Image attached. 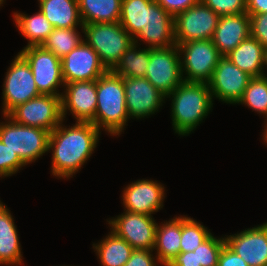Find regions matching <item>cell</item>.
<instances>
[{
    "mask_svg": "<svg viewBox=\"0 0 267 266\" xmlns=\"http://www.w3.org/2000/svg\"><path fill=\"white\" fill-rule=\"evenodd\" d=\"M181 241V215L175 216L169 221L157 223L155 251L161 266H167L173 258L180 253Z\"/></svg>",
    "mask_w": 267,
    "mask_h": 266,
    "instance_id": "22",
    "label": "cell"
},
{
    "mask_svg": "<svg viewBox=\"0 0 267 266\" xmlns=\"http://www.w3.org/2000/svg\"><path fill=\"white\" fill-rule=\"evenodd\" d=\"M83 41L77 28H54L42 46L62 58Z\"/></svg>",
    "mask_w": 267,
    "mask_h": 266,
    "instance_id": "30",
    "label": "cell"
},
{
    "mask_svg": "<svg viewBox=\"0 0 267 266\" xmlns=\"http://www.w3.org/2000/svg\"><path fill=\"white\" fill-rule=\"evenodd\" d=\"M6 0H0V7L3 6L2 4H4Z\"/></svg>",
    "mask_w": 267,
    "mask_h": 266,
    "instance_id": "45",
    "label": "cell"
},
{
    "mask_svg": "<svg viewBox=\"0 0 267 266\" xmlns=\"http://www.w3.org/2000/svg\"><path fill=\"white\" fill-rule=\"evenodd\" d=\"M92 245L101 266H124L134 250L111 230L103 240Z\"/></svg>",
    "mask_w": 267,
    "mask_h": 266,
    "instance_id": "26",
    "label": "cell"
},
{
    "mask_svg": "<svg viewBox=\"0 0 267 266\" xmlns=\"http://www.w3.org/2000/svg\"><path fill=\"white\" fill-rule=\"evenodd\" d=\"M121 2L122 0H78L83 25L119 22Z\"/></svg>",
    "mask_w": 267,
    "mask_h": 266,
    "instance_id": "27",
    "label": "cell"
},
{
    "mask_svg": "<svg viewBox=\"0 0 267 266\" xmlns=\"http://www.w3.org/2000/svg\"><path fill=\"white\" fill-rule=\"evenodd\" d=\"M63 89L61 95L63 120L70 112L76 122H91L95 126L96 80L65 83Z\"/></svg>",
    "mask_w": 267,
    "mask_h": 266,
    "instance_id": "15",
    "label": "cell"
},
{
    "mask_svg": "<svg viewBox=\"0 0 267 266\" xmlns=\"http://www.w3.org/2000/svg\"><path fill=\"white\" fill-rule=\"evenodd\" d=\"M95 126L111 136H119L128 125L124 78L108 70L96 80Z\"/></svg>",
    "mask_w": 267,
    "mask_h": 266,
    "instance_id": "3",
    "label": "cell"
},
{
    "mask_svg": "<svg viewBox=\"0 0 267 266\" xmlns=\"http://www.w3.org/2000/svg\"><path fill=\"white\" fill-rule=\"evenodd\" d=\"M237 104L246 105L267 119V77H252Z\"/></svg>",
    "mask_w": 267,
    "mask_h": 266,
    "instance_id": "31",
    "label": "cell"
},
{
    "mask_svg": "<svg viewBox=\"0 0 267 266\" xmlns=\"http://www.w3.org/2000/svg\"><path fill=\"white\" fill-rule=\"evenodd\" d=\"M63 122L50 132L48 150L53 152L52 175L70 179L94 153L101 131L91 122H75L71 127Z\"/></svg>",
    "mask_w": 267,
    "mask_h": 266,
    "instance_id": "1",
    "label": "cell"
},
{
    "mask_svg": "<svg viewBox=\"0 0 267 266\" xmlns=\"http://www.w3.org/2000/svg\"><path fill=\"white\" fill-rule=\"evenodd\" d=\"M263 67H265V68H263V71L265 69H267V48L265 49V53H264V65H263ZM263 76L267 77V74L263 73Z\"/></svg>",
    "mask_w": 267,
    "mask_h": 266,
    "instance_id": "43",
    "label": "cell"
},
{
    "mask_svg": "<svg viewBox=\"0 0 267 266\" xmlns=\"http://www.w3.org/2000/svg\"><path fill=\"white\" fill-rule=\"evenodd\" d=\"M177 47L181 55L183 80L185 82L208 83L222 57L212 39L185 42L178 44Z\"/></svg>",
    "mask_w": 267,
    "mask_h": 266,
    "instance_id": "6",
    "label": "cell"
},
{
    "mask_svg": "<svg viewBox=\"0 0 267 266\" xmlns=\"http://www.w3.org/2000/svg\"><path fill=\"white\" fill-rule=\"evenodd\" d=\"M217 266H248V264L225 244L220 252Z\"/></svg>",
    "mask_w": 267,
    "mask_h": 266,
    "instance_id": "39",
    "label": "cell"
},
{
    "mask_svg": "<svg viewBox=\"0 0 267 266\" xmlns=\"http://www.w3.org/2000/svg\"><path fill=\"white\" fill-rule=\"evenodd\" d=\"M167 266H197L196 252H180Z\"/></svg>",
    "mask_w": 267,
    "mask_h": 266,
    "instance_id": "40",
    "label": "cell"
},
{
    "mask_svg": "<svg viewBox=\"0 0 267 266\" xmlns=\"http://www.w3.org/2000/svg\"><path fill=\"white\" fill-rule=\"evenodd\" d=\"M5 206V203L3 204V202H1V200H0V209L2 208V207H4Z\"/></svg>",
    "mask_w": 267,
    "mask_h": 266,
    "instance_id": "44",
    "label": "cell"
},
{
    "mask_svg": "<svg viewBox=\"0 0 267 266\" xmlns=\"http://www.w3.org/2000/svg\"><path fill=\"white\" fill-rule=\"evenodd\" d=\"M250 37V16L247 12L220 16L212 41L225 56Z\"/></svg>",
    "mask_w": 267,
    "mask_h": 266,
    "instance_id": "20",
    "label": "cell"
},
{
    "mask_svg": "<svg viewBox=\"0 0 267 266\" xmlns=\"http://www.w3.org/2000/svg\"><path fill=\"white\" fill-rule=\"evenodd\" d=\"M126 109L129 119L148 118L165 103L164 96L145 77L124 78Z\"/></svg>",
    "mask_w": 267,
    "mask_h": 266,
    "instance_id": "16",
    "label": "cell"
},
{
    "mask_svg": "<svg viewBox=\"0 0 267 266\" xmlns=\"http://www.w3.org/2000/svg\"><path fill=\"white\" fill-rule=\"evenodd\" d=\"M13 215L5 205L0 209V265L20 266L22 261V248L19 235L14 224Z\"/></svg>",
    "mask_w": 267,
    "mask_h": 266,
    "instance_id": "21",
    "label": "cell"
},
{
    "mask_svg": "<svg viewBox=\"0 0 267 266\" xmlns=\"http://www.w3.org/2000/svg\"><path fill=\"white\" fill-rule=\"evenodd\" d=\"M61 67L65 83L95 81L108 71L96 51L84 40L61 58Z\"/></svg>",
    "mask_w": 267,
    "mask_h": 266,
    "instance_id": "14",
    "label": "cell"
},
{
    "mask_svg": "<svg viewBox=\"0 0 267 266\" xmlns=\"http://www.w3.org/2000/svg\"><path fill=\"white\" fill-rule=\"evenodd\" d=\"M152 253L153 250H133L124 266H160L157 256L154 257Z\"/></svg>",
    "mask_w": 267,
    "mask_h": 266,
    "instance_id": "37",
    "label": "cell"
},
{
    "mask_svg": "<svg viewBox=\"0 0 267 266\" xmlns=\"http://www.w3.org/2000/svg\"><path fill=\"white\" fill-rule=\"evenodd\" d=\"M133 39L136 44L139 43L138 41L144 42L150 49L176 45L174 17L154 0L148 6L146 26Z\"/></svg>",
    "mask_w": 267,
    "mask_h": 266,
    "instance_id": "19",
    "label": "cell"
},
{
    "mask_svg": "<svg viewBox=\"0 0 267 266\" xmlns=\"http://www.w3.org/2000/svg\"><path fill=\"white\" fill-rule=\"evenodd\" d=\"M225 242L248 266H267V222L227 235Z\"/></svg>",
    "mask_w": 267,
    "mask_h": 266,
    "instance_id": "18",
    "label": "cell"
},
{
    "mask_svg": "<svg viewBox=\"0 0 267 266\" xmlns=\"http://www.w3.org/2000/svg\"><path fill=\"white\" fill-rule=\"evenodd\" d=\"M264 123H265V126H264L263 133H262V137H263L262 140H264L265 142L264 144L266 145L267 144V119H265Z\"/></svg>",
    "mask_w": 267,
    "mask_h": 266,
    "instance_id": "42",
    "label": "cell"
},
{
    "mask_svg": "<svg viewBox=\"0 0 267 266\" xmlns=\"http://www.w3.org/2000/svg\"><path fill=\"white\" fill-rule=\"evenodd\" d=\"M122 192L124 211L150 216L163 208L166 197L164 185L151 179L130 182Z\"/></svg>",
    "mask_w": 267,
    "mask_h": 266,
    "instance_id": "17",
    "label": "cell"
},
{
    "mask_svg": "<svg viewBox=\"0 0 267 266\" xmlns=\"http://www.w3.org/2000/svg\"><path fill=\"white\" fill-rule=\"evenodd\" d=\"M2 95L3 115H8L18 105L41 95L28 62L19 52L5 74Z\"/></svg>",
    "mask_w": 267,
    "mask_h": 266,
    "instance_id": "7",
    "label": "cell"
},
{
    "mask_svg": "<svg viewBox=\"0 0 267 266\" xmlns=\"http://www.w3.org/2000/svg\"><path fill=\"white\" fill-rule=\"evenodd\" d=\"M246 12L248 14L267 13V0H246Z\"/></svg>",
    "mask_w": 267,
    "mask_h": 266,
    "instance_id": "41",
    "label": "cell"
},
{
    "mask_svg": "<svg viewBox=\"0 0 267 266\" xmlns=\"http://www.w3.org/2000/svg\"><path fill=\"white\" fill-rule=\"evenodd\" d=\"M225 244V236L217 238L211 234L194 250L197 266H217L220 252Z\"/></svg>",
    "mask_w": 267,
    "mask_h": 266,
    "instance_id": "33",
    "label": "cell"
},
{
    "mask_svg": "<svg viewBox=\"0 0 267 266\" xmlns=\"http://www.w3.org/2000/svg\"><path fill=\"white\" fill-rule=\"evenodd\" d=\"M250 36L267 48V13L249 14Z\"/></svg>",
    "mask_w": 267,
    "mask_h": 266,
    "instance_id": "36",
    "label": "cell"
},
{
    "mask_svg": "<svg viewBox=\"0 0 267 266\" xmlns=\"http://www.w3.org/2000/svg\"><path fill=\"white\" fill-rule=\"evenodd\" d=\"M13 17L19 33L28 40L26 47L41 46L54 29L40 10L32 16L16 11Z\"/></svg>",
    "mask_w": 267,
    "mask_h": 266,
    "instance_id": "25",
    "label": "cell"
},
{
    "mask_svg": "<svg viewBox=\"0 0 267 266\" xmlns=\"http://www.w3.org/2000/svg\"><path fill=\"white\" fill-rule=\"evenodd\" d=\"M145 78L166 97L184 81L177 45L150 49Z\"/></svg>",
    "mask_w": 267,
    "mask_h": 266,
    "instance_id": "10",
    "label": "cell"
},
{
    "mask_svg": "<svg viewBox=\"0 0 267 266\" xmlns=\"http://www.w3.org/2000/svg\"><path fill=\"white\" fill-rule=\"evenodd\" d=\"M154 0H122L119 23L134 38L148 19V6Z\"/></svg>",
    "mask_w": 267,
    "mask_h": 266,
    "instance_id": "29",
    "label": "cell"
},
{
    "mask_svg": "<svg viewBox=\"0 0 267 266\" xmlns=\"http://www.w3.org/2000/svg\"><path fill=\"white\" fill-rule=\"evenodd\" d=\"M39 10L54 28H78L83 33V22L78 0H39Z\"/></svg>",
    "mask_w": 267,
    "mask_h": 266,
    "instance_id": "23",
    "label": "cell"
},
{
    "mask_svg": "<svg viewBox=\"0 0 267 266\" xmlns=\"http://www.w3.org/2000/svg\"><path fill=\"white\" fill-rule=\"evenodd\" d=\"M133 43L122 55L112 71L123 78H143L149 64L150 48ZM138 48V49H137ZM141 48V49H140Z\"/></svg>",
    "mask_w": 267,
    "mask_h": 266,
    "instance_id": "28",
    "label": "cell"
},
{
    "mask_svg": "<svg viewBox=\"0 0 267 266\" xmlns=\"http://www.w3.org/2000/svg\"><path fill=\"white\" fill-rule=\"evenodd\" d=\"M219 16L246 12V0H201Z\"/></svg>",
    "mask_w": 267,
    "mask_h": 266,
    "instance_id": "35",
    "label": "cell"
},
{
    "mask_svg": "<svg viewBox=\"0 0 267 266\" xmlns=\"http://www.w3.org/2000/svg\"><path fill=\"white\" fill-rule=\"evenodd\" d=\"M19 53L28 62L41 94L62 95L59 87H64L65 82L62 76L61 58L42 45L24 47Z\"/></svg>",
    "mask_w": 267,
    "mask_h": 266,
    "instance_id": "9",
    "label": "cell"
},
{
    "mask_svg": "<svg viewBox=\"0 0 267 266\" xmlns=\"http://www.w3.org/2000/svg\"><path fill=\"white\" fill-rule=\"evenodd\" d=\"M8 116L16 123L52 132L63 121L61 95L41 94L18 105Z\"/></svg>",
    "mask_w": 267,
    "mask_h": 266,
    "instance_id": "8",
    "label": "cell"
},
{
    "mask_svg": "<svg viewBox=\"0 0 267 266\" xmlns=\"http://www.w3.org/2000/svg\"><path fill=\"white\" fill-rule=\"evenodd\" d=\"M220 16L201 0L174 17L176 45L212 39Z\"/></svg>",
    "mask_w": 267,
    "mask_h": 266,
    "instance_id": "11",
    "label": "cell"
},
{
    "mask_svg": "<svg viewBox=\"0 0 267 266\" xmlns=\"http://www.w3.org/2000/svg\"><path fill=\"white\" fill-rule=\"evenodd\" d=\"M265 48L251 36L226 54L235 66L252 77L263 76Z\"/></svg>",
    "mask_w": 267,
    "mask_h": 266,
    "instance_id": "24",
    "label": "cell"
},
{
    "mask_svg": "<svg viewBox=\"0 0 267 266\" xmlns=\"http://www.w3.org/2000/svg\"><path fill=\"white\" fill-rule=\"evenodd\" d=\"M251 78L252 76L240 70L226 56H222L207 84L212 98L227 104H237Z\"/></svg>",
    "mask_w": 267,
    "mask_h": 266,
    "instance_id": "13",
    "label": "cell"
},
{
    "mask_svg": "<svg viewBox=\"0 0 267 266\" xmlns=\"http://www.w3.org/2000/svg\"><path fill=\"white\" fill-rule=\"evenodd\" d=\"M107 222L110 230L134 250H153L157 229L153 216L125 211Z\"/></svg>",
    "mask_w": 267,
    "mask_h": 266,
    "instance_id": "12",
    "label": "cell"
},
{
    "mask_svg": "<svg viewBox=\"0 0 267 266\" xmlns=\"http://www.w3.org/2000/svg\"><path fill=\"white\" fill-rule=\"evenodd\" d=\"M83 34V40L96 51L108 70L115 67L123 53L134 43L119 22L84 24Z\"/></svg>",
    "mask_w": 267,
    "mask_h": 266,
    "instance_id": "5",
    "label": "cell"
},
{
    "mask_svg": "<svg viewBox=\"0 0 267 266\" xmlns=\"http://www.w3.org/2000/svg\"><path fill=\"white\" fill-rule=\"evenodd\" d=\"M26 166L16 153L0 141V177H9Z\"/></svg>",
    "mask_w": 267,
    "mask_h": 266,
    "instance_id": "34",
    "label": "cell"
},
{
    "mask_svg": "<svg viewBox=\"0 0 267 266\" xmlns=\"http://www.w3.org/2000/svg\"><path fill=\"white\" fill-rule=\"evenodd\" d=\"M166 98L171 100L172 126L179 136H188L200 126L214 104L207 83L183 81Z\"/></svg>",
    "mask_w": 267,
    "mask_h": 266,
    "instance_id": "2",
    "label": "cell"
},
{
    "mask_svg": "<svg viewBox=\"0 0 267 266\" xmlns=\"http://www.w3.org/2000/svg\"><path fill=\"white\" fill-rule=\"evenodd\" d=\"M212 233L200 222L181 215L180 252H193Z\"/></svg>",
    "mask_w": 267,
    "mask_h": 266,
    "instance_id": "32",
    "label": "cell"
},
{
    "mask_svg": "<svg viewBox=\"0 0 267 266\" xmlns=\"http://www.w3.org/2000/svg\"><path fill=\"white\" fill-rule=\"evenodd\" d=\"M0 122V141L28 165L49 152L50 131L16 123L8 115Z\"/></svg>",
    "mask_w": 267,
    "mask_h": 266,
    "instance_id": "4",
    "label": "cell"
},
{
    "mask_svg": "<svg viewBox=\"0 0 267 266\" xmlns=\"http://www.w3.org/2000/svg\"><path fill=\"white\" fill-rule=\"evenodd\" d=\"M167 13L175 17L200 0H155Z\"/></svg>",
    "mask_w": 267,
    "mask_h": 266,
    "instance_id": "38",
    "label": "cell"
}]
</instances>
